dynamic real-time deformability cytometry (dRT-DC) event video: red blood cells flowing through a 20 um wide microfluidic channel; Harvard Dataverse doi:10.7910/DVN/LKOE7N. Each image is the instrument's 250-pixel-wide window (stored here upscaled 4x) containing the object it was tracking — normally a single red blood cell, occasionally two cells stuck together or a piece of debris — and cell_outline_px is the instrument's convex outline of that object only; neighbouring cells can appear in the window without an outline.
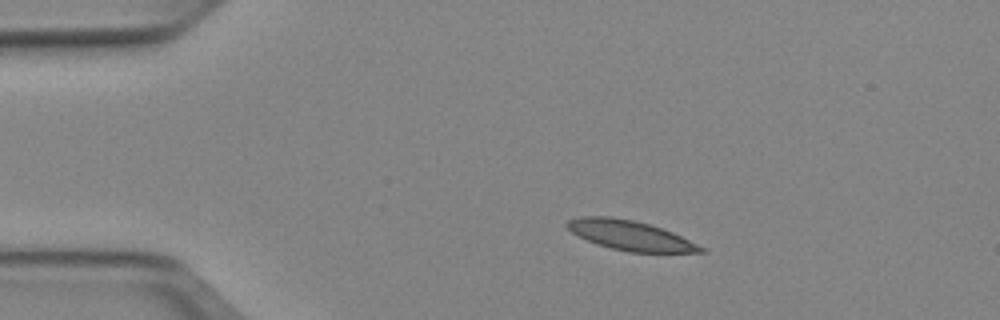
{"species": "Egyptian fruit bat (a non-hibernating species)", "species_latin": "Rousettus aegyptiacus", "temperature_condition": "cold", "stored_images_in_passage": 43, "camera_frame_rate_fps": 3000, "um_per_image_px": 0.085, "animal": {"sex": "female"}, "frame": {"image": 1, "passage_image": 1, "time_ms": 0.0, "image_size_px": [1000, 320], "cell_outline_px": [[704, 252], [628, 252], [596, 244], [572, 232], [564, 224], [568, 220], [580, 216], [608, 216], [632, 220], [648, 224], [672, 232], [704, 248]], "centroid_in_image_um": [53.51, 20.0], "position_along_channel_um": 31.5, "area_um2": 22.66}}
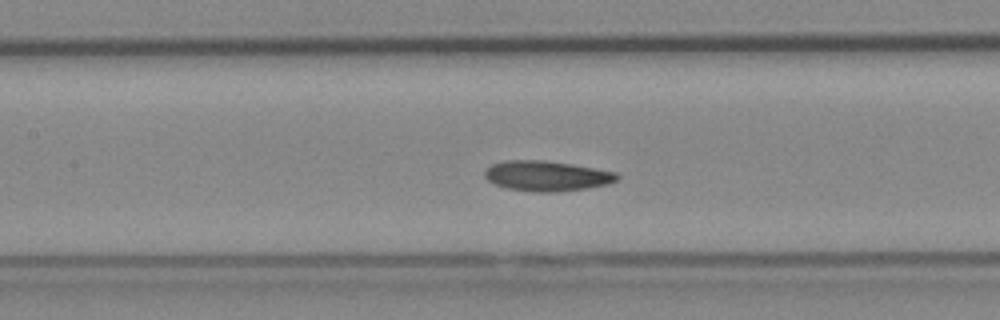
{"frame": {"image": 2, "passage_image": 15, "time_ms": 4.667, "image_size_px": [1000, 320], "cell_outline_px": [[620, 176], [616, 180], [608, 184], [588, 188], [556, 192], [532, 192], [508, 188], [496, 184], [488, 180], [484, 176], [484, 172], [492, 164], [504, 160], [544, 160], [572, 164], [616, 172]], "centroid_in_image_um": [46.48, 14.95], "position_along_channel_um": 160.9, "area_um2": 23.29}}
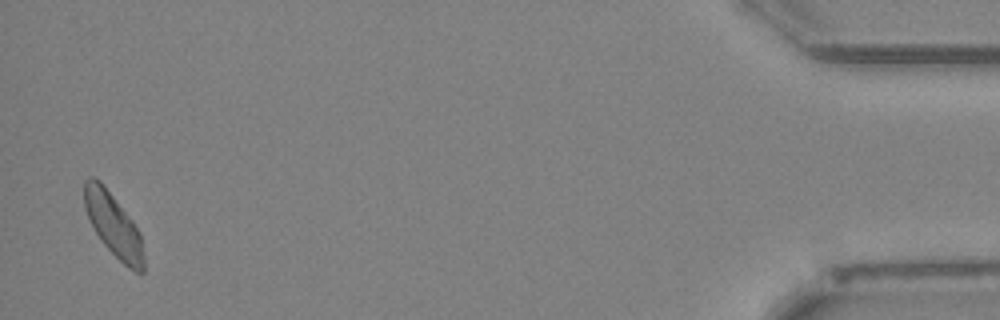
{"frame": {"image": 3, "passage_image": 42, "time_ms": 13.667, "image_size_px": [1000, 320], "cell_outline_px": [[144, 272], [136, 272], [128, 268], [100, 240], [84, 208], [84, 180], [88, 176], [96, 176], [100, 180], [132, 220], [140, 232], [144, 256]], "centroid_in_image_um": [9.63, 19.09], "position_along_channel_um": 425.6, "area_um2": 21.79}, "authors_computed_cell_mechanics": {"area_um2": 22.4842, "velocity_mm_per_s": 3.8967, "shape_relaxation_time_tau1_ms": 6.2239, "shape_relaxation_time_tau2_ms": null, "deformation_change_tau1": 0.1227, "deformation_change_tau2": null}}